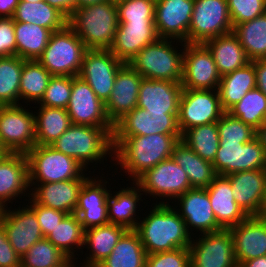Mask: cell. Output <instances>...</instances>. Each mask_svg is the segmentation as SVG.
I'll return each instance as SVG.
<instances>
[{"instance_id": "obj_1", "label": "cell", "mask_w": 266, "mask_h": 267, "mask_svg": "<svg viewBox=\"0 0 266 267\" xmlns=\"http://www.w3.org/2000/svg\"><path fill=\"white\" fill-rule=\"evenodd\" d=\"M181 140V134H152L130 137H113L116 161L134 182L146 170L171 158L174 146Z\"/></svg>"}, {"instance_id": "obj_2", "label": "cell", "mask_w": 266, "mask_h": 267, "mask_svg": "<svg viewBox=\"0 0 266 267\" xmlns=\"http://www.w3.org/2000/svg\"><path fill=\"white\" fill-rule=\"evenodd\" d=\"M168 203H156L135 228L147 255L189 248L191 244L193 237L187 231L184 220Z\"/></svg>"}, {"instance_id": "obj_3", "label": "cell", "mask_w": 266, "mask_h": 267, "mask_svg": "<svg viewBox=\"0 0 266 267\" xmlns=\"http://www.w3.org/2000/svg\"><path fill=\"white\" fill-rule=\"evenodd\" d=\"M113 130L114 127L72 124L51 146L87 169L89 163L101 164L107 155H114Z\"/></svg>"}, {"instance_id": "obj_4", "label": "cell", "mask_w": 266, "mask_h": 267, "mask_svg": "<svg viewBox=\"0 0 266 267\" xmlns=\"http://www.w3.org/2000/svg\"><path fill=\"white\" fill-rule=\"evenodd\" d=\"M118 24L117 5L110 0L77 8L68 19L87 49H109Z\"/></svg>"}, {"instance_id": "obj_5", "label": "cell", "mask_w": 266, "mask_h": 267, "mask_svg": "<svg viewBox=\"0 0 266 267\" xmlns=\"http://www.w3.org/2000/svg\"><path fill=\"white\" fill-rule=\"evenodd\" d=\"M172 42L174 44L175 40L158 38L142 49L128 64L144 79L181 83L184 49L178 52V46H173Z\"/></svg>"}, {"instance_id": "obj_6", "label": "cell", "mask_w": 266, "mask_h": 267, "mask_svg": "<svg viewBox=\"0 0 266 267\" xmlns=\"http://www.w3.org/2000/svg\"><path fill=\"white\" fill-rule=\"evenodd\" d=\"M87 48L75 31L67 25L52 32L38 62L52 76H78Z\"/></svg>"}, {"instance_id": "obj_7", "label": "cell", "mask_w": 266, "mask_h": 267, "mask_svg": "<svg viewBox=\"0 0 266 267\" xmlns=\"http://www.w3.org/2000/svg\"><path fill=\"white\" fill-rule=\"evenodd\" d=\"M26 156L29 165V183L78 179L84 175V171H87L76 159L55 150L51 145H35Z\"/></svg>"}, {"instance_id": "obj_8", "label": "cell", "mask_w": 266, "mask_h": 267, "mask_svg": "<svg viewBox=\"0 0 266 267\" xmlns=\"http://www.w3.org/2000/svg\"><path fill=\"white\" fill-rule=\"evenodd\" d=\"M25 106H0V144L9 153H27L36 145L35 114Z\"/></svg>"}, {"instance_id": "obj_9", "label": "cell", "mask_w": 266, "mask_h": 267, "mask_svg": "<svg viewBox=\"0 0 266 267\" xmlns=\"http://www.w3.org/2000/svg\"><path fill=\"white\" fill-rule=\"evenodd\" d=\"M233 32L227 0H194L188 43H204Z\"/></svg>"}, {"instance_id": "obj_10", "label": "cell", "mask_w": 266, "mask_h": 267, "mask_svg": "<svg viewBox=\"0 0 266 267\" xmlns=\"http://www.w3.org/2000/svg\"><path fill=\"white\" fill-rule=\"evenodd\" d=\"M134 182L146 196L169 198L167 200L175 202L176 198L192 189L187 173L172 157L146 170Z\"/></svg>"}, {"instance_id": "obj_11", "label": "cell", "mask_w": 266, "mask_h": 267, "mask_svg": "<svg viewBox=\"0 0 266 267\" xmlns=\"http://www.w3.org/2000/svg\"><path fill=\"white\" fill-rule=\"evenodd\" d=\"M224 113L218 89L183 90L179 101V130L182 134L190 128L217 122Z\"/></svg>"}, {"instance_id": "obj_12", "label": "cell", "mask_w": 266, "mask_h": 267, "mask_svg": "<svg viewBox=\"0 0 266 267\" xmlns=\"http://www.w3.org/2000/svg\"><path fill=\"white\" fill-rule=\"evenodd\" d=\"M124 64L109 49H87L78 76L86 81L105 104L113 90L115 77Z\"/></svg>"}, {"instance_id": "obj_13", "label": "cell", "mask_w": 266, "mask_h": 267, "mask_svg": "<svg viewBox=\"0 0 266 267\" xmlns=\"http://www.w3.org/2000/svg\"><path fill=\"white\" fill-rule=\"evenodd\" d=\"M219 143L212 163L217 175L228 176L241 171L266 169L265 148L256 137L247 143Z\"/></svg>"}, {"instance_id": "obj_14", "label": "cell", "mask_w": 266, "mask_h": 267, "mask_svg": "<svg viewBox=\"0 0 266 267\" xmlns=\"http://www.w3.org/2000/svg\"><path fill=\"white\" fill-rule=\"evenodd\" d=\"M183 59V90L218 89L221 75L214 59L203 43H185Z\"/></svg>"}, {"instance_id": "obj_15", "label": "cell", "mask_w": 266, "mask_h": 267, "mask_svg": "<svg viewBox=\"0 0 266 267\" xmlns=\"http://www.w3.org/2000/svg\"><path fill=\"white\" fill-rule=\"evenodd\" d=\"M189 246L191 267H233L234 240L229 229L200 234Z\"/></svg>"}, {"instance_id": "obj_16", "label": "cell", "mask_w": 266, "mask_h": 267, "mask_svg": "<svg viewBox=\"0 0 266 267\" xmlns=\"http://www.w3.org/2000/svg\"><path fill=\"white\" fill-rule=\"evenodd\" d=\"M179 112H149L136 107L114 124L113 137L181 134Z\"/></svg>"}, {"instance_id": "obj_17", "label": "cell", "mask_w": 266, "mask_h": 267, "mask_svg": "<svg viewBox=\"0 0 266 267\" xmlns=\"http://www.w3.org/2000/svg\"><path fill=\"white\" fill-rule=\"evenodd\" d=\"M66 109L72 124L114 127L107 117L105 104L79 76L72 77L71 97Z\"/></svg>"}, {"instance_id": "obj_18", "label": "cell", "mask_w": 266, "mask_h": 267, "mask_svg": "<svg viewBox=\"0 0 266 267\" xmlns=\"http://www.w3.org/2000/svg\"><path fill=\"white\" fill-rule=\"evenodd\" d=\"M194 0H156L155 28L159 38L188 43ZM184 42V43H183Z\"/></svg>"}, {"instance_id": "obj_19", "label": "cell", "mask_w": 266, "mask_h": 267, "mask_svg": "<svg viewBox=\"0 0 266 267\" xmlns=\"http://www.w3.org/2000/svg\"><path fill=\"white\" fill-rule=\"evenodd\" d=\"M26 206L12 211L7 206L2 208L0 215L7 239L21 258L36 242L44 238L35 212Z\"/></svg>"}, {"instance_id": "obj_20", "label": "cell", "mask_w": 266, "mask_h": 267, "mask_svg": "<svg viewBox=\"0 0 266 267\" xmlns=\"http://www.w3.org/2000/svg\"><path fill=\"white\" fill-rule=\"evenodd\" d=\"M177 200V205H179L180 209H177L178 206L174 208L184 220L187 231L191 236L193 234L192 230L195 229L197 232L200 231L199 233L201 234L222 230L212 210L206 188L187 190Z\"/></svg>"}, {"instance_id": "obj_21", "label": "cell", "mask_w": 266, "mask_h": 267, "mask_svg": "<svg viewBox=\"0 0 266 267\" xmlns=\"http://www.w3.org/2000/svg\"><path fill=\"white\" fill-rule=\"evenodd\" d=\"M102 178V176L100 179L90 176L83 183L79 192L74 213L79 217L84 230L109 223L107 199L112 191L108 190L106 187L108 181Z\"/></svg>"}, {"instance_id": "obj_22", "label": "cell", "mask_w": 266, "mask_h": 267, "mask_svg": "<svg viewBox=\"0 0 266 267\" xmlns=\"http://www.w3.org/2000/svg\"><path fill=\"white\" fill-rule=\"evenodd\" d=\"M142 79L128 63H124L118 70L113 90L105 103L107 117L113 125L137 107Z\"/></svg>"}, {"instance_id": "obj_23", "label": "cell", "mask_w": 266, "mask_h": 267, "mask_svg": "<svg viewBox=\"0 0 266 267\" xmlns=\"http://www.w3.org/2000/svg\"><path fill=\"white\" fill-rule=\"evenodd\" d=\"M85 176L67 181L30 183V187H35L32 188V193L26 194L41 206L71 214L75 212L82 185L89 178Z\"/></svg>"}, {"instance_id": "obj_24", "label": "cell", "mask_w": 266, "mask_h": 267, "mask_svg": "<svg viewBox=\"0 0 266 267\" xmlns=\"http://www.w3.org/2000/svg\"><path fill=\"white\" fill-rule=\"evenodd\" d=\"M158 35L154 22H119L114 41L109 50L124 63H129Z\"/></svg>"}, {"instance_id": "obj_25", "label": "cell", "mask_w": 266, "mask_h": 267, "mask_svg": "<svg viewBox=\"0 0 266 267\" xmlns=\"http://www.w3.org/2000/svg\"><path fill=\"white\" fill-rule=\"evenodd\" d=\"M27 189L31 190L26 154L7 152L0 159V206L6 208L12 200L28 192Z\"/></svg>"}, {"instance_id": "obj_26", "label": "cell", "mask_w": 266, "mask_h": 267, "mask_svg": "<svg viewBox=\"0 0 266 267\" xmlns=\"http://www.w3.org/2000/svg\"><path fill=\"white\" fill-rule=\"evenodd\" d=\"M227 177L238 206L247 216H256L266 191V169L236 172Z\"/></svg>"}, {"instance_id": "obj_27", "label": "cell", "mask_w": 266, "mask_h": 267, "mask_svg": "<svg viewBox=\"0 0 266 267\" xmlns=\"http://www.w3.org/2000/svg\"><path fill=\"white\" fill-rule=\"evenodd\" d=\"M182 91L181 83L143 78L137 107L149 112H179Z\"/></svg>"}, {"instance_id": "obj_28", "label": "cell", "mask_w": 266, "mask_h": 267, "mask_svg": "<svg viewBox=\"0 0 266 267\" xmlns=\"http://www.w3.org/2000/svg\"><path fill=\"white\" fill-rule=\"evenodd\" d=\"M234 240L235 260L244 262L266 255V222L257 216H248L229 229Z\"/></svg>"}, {"instance_id": "obj_29", "label": "cell", "mask_w": 266, "mask_h": 267, "mask_svg": "<svg viewBox=\"0 0 266 267\" xmlns=\"http://www.w3.org/2000/svg\"><path fill=\"white\" fill-rule=\"evenodd\" d=\"M206 190L217 223L222 229L237 226L248 217L236 203L227 176L217 175Z\"/></svg>"}, {"instance_id": "obj_30", "label": "cell", "mask_w": 266, "mask_h": 267, "mask_svg": "<svg viewBox=\"0 0 266 267\" xmlns=\"http://www.w3.org/2000/svg\"><path fill=\"white\" fill-rule=\"evenodd\" d=\"M210 51L221 76L247 65L250 60L233 33H227L203 43Z\"/></svg>"}, {"instance_id": "obj_31", "label": "cell", "mask_w": 266, "mask_h": 267, "mask_svg": "<svg viewBox=\"0 0 266 267\" xmlns=\"http://www.w3.org/2000/svg\"><path fill=\"white\" fill-rule=\"evenodd\" d=\"M133 184V187L121 188L114 195L110 192L107 199L109 223L123 226L127 230H135L137 227V203L143 201L141 188L135 182Z\"/></svg>"}, {"instance_id": "obj_32", "label": "cell", "mask_w": 266, "mask_h": 267, "mask_svg": "<svg viewBox=\"0 0 266 267\" xmlns=\"http://www.w3.org/2000/svg\"><path fill=\"white\" fill-rule=\"evenodd\" d=\"M256 87V70L254 61L242 68L221 76L218 91L222 108L228 112L241 99Z\"/></svg>"}, {"instance_id": "obj_33", "label": "cell", "mask_w": 266, "mask_h": 267, "mask_svg": "<svg viewBox=\"0 0 266 267\" xmlns=\"http://www.w3.org/2000/svg\"><path fill=\"white\" fill-rule=\"evenodd\" d=\"M171 157L187 173L191 188H207L217 176L213 164L203 160L182 140L174 146Z\"/></svg>"}, {"instance_id": "obj_34", "label": "cell", "mask_w": 266, "mask_h": 267, "mask_svg": "<svg viewBox=\"0 0 266 267\" xmlns=\"http://www.w3.org/2000/svg\"><path fill=\"white\" fill-rule=\"evenodd\" d=\"M126 231L125 227L112 223L85 230L84 246L90 252L84 262L99 265L110 255Z\"/></svg>"}, {"instance_id": "obj_35", "label": "cell", "mask_w": 266, "mask_h": 267, "mask_svg": "<svg viewBox=\"0 0 266 267\" xmlns=\"http://www.w3.org/2000/svg\"><path fill=\"white\" fill-rule=\"evenodd\" d=\"M14 21L32 23L55 32L68 25V18L45 0L40 2L20 1L13 16Z\"/></svg>"}, {"instance_id": "obj_36", "label": "cell", "mask_w": 266, "mask_h": 267, "mask_svg": "<svg viewBox=\"0 0 266 267\" xmlns=\"http://www.w3.org/2000/svg\"><path fill=\"white\" fill-rule=\"evenodd\" d=\"M146 251L135 230H127L100 267H145Z\"/></svg>"}, {"instance_id": "obj_37", "label": "cell", "mask_w": 266, "mask_h": 267, "mask_svg": "<svg viewBox=\"0 0 266 267\" xmlns=\"http://www.w3.org/2000/svg\"><path fill=\"white\" fill-rule=\"evenodd\" d=\"M36 114V145H51L72 125L67 109L39 105Z\"/></svg>"}, {"instance_id": "obj_38", "label": "cell", "mask_w": 266, "mask_h": 267, "mask_svg": "<svg viewBox=\"0 0 266 267\" xmlns=\"http://www.w3.org/2000/svg\"><path fill=\"white\" fill-rule=\"evenodd\" d=\"M51 33L39 25L15 21L16 56L38 60L48 45Z\"/></svg>"}, {"instance_id": "obj_39", "label": "cell", "mask_w": 266, "mask_h": 267, "mask_svg": "<svg viewBox=\"0 0 266 267\" xmlns=\"http://www.w3.org/2000/svg\"><path fill=\"white\" fill-rule=\"evenodd\" d=\"M233 33L250 61L266 59V12L250 21L235 25Z\"/></svg>"}, {"instance_id": "obj_40", "label": "cell", "mask_w": 266, "mask_h": 267, "mask_svg": "<svg viewBox=\"0 0 266 267\" xmlns=\"http://www.w3.org/2000/svg\"><path fill=\"white\" fill-rule=\"evenodd\" d=\"M84 236L85 230L79 217L71 213L67 214L46 238L69 259H78L74 258V249L84 247Z\"/></svg>"}, {"instance_id": "obj_41", "label": "cell", "mask_w": 266, "mask_h": 267, "mask_svg": "<svg viewBox=\"0 0 266 267\" xmlns=\"http://www.w3.org/2000/svg\"><path fill=\"white\" fill-rule=\"evenodd\" d=\"M181 140L203 160L213 163L220 145L217 122L185 130Z\"/></svg>"}, {"instance_id": "obj_42", "label": "cell", "mask_w": 266, "mask_h": 267, "mask_svg": "<svg viewBox=\"0 0 266 267\" xmlns=\"http://www.w3.org/2000/svg\"><path fill=\"white\" fill-rule=\"evenodd\" d=\"M25 59L0 57V106L19 105L21 72Z\"/></svg>"}, {"instance_id": "obj_43", "label": "cell", "mask_w": 266, "mask_h": 267, "mask_svg": "<svg viewBox=\"0 0 266 267\" xmlns=\"http://www.w3.org/2000/svg\"><path fill=\"white\" fill-rule=\"evenodd\" d=\"M51 77V73L37 60H25L21 72L20 100H26V104L30 101L38 103L42 99Z\"/></svg>"}, {"instance_id": "obj_44", "label": "cell", "mask_w": 266, "mask_h": 267, "mask_svg": "<svg viewBox=\"0 0 266 267\" xmlns=\"http://www.w3.org/2000/svg\"><path fill=\"white\" fill-rule=\"evenodd\" d=\"M228 113L257 130L266 123V96L255 87L248 91Z\"/></svg>"}, {"instance_id": "obj_45", "label": "cell", "mask_w": 266, "mask_h": 267, "mask_svg": "<svg viewBox=\"0 0 266 267\" xmlns=\"http://www.w3.org/2000/svg\"><path fill=\"white\" fill-rule=\"evenodd\" d=\"M68 260L47 238H43L22 256L21 267H65Z\"/></svg>"}, {"instance_id": "obj_46", "label": "cell", "mask_w": 266, "mask_h": 267, "mask_svg": "<svg viewBox=\"0 0 266 267\" xmlns=\"http://www.w3.org/2000/svg\"><path fill=\"white\" fill-rule=\"evenodd\" d=\"M219 142L247 143L255 138L256 130L230 113L225 112L217 121Z\"/></svg>"}, {"instance_id": "obj_47", "label": "cell", "mask_w": 266, "mask_h": 267, "mask_svg": "<svg viewBox=\"0 0 266 267\" xmlns=\"http://www.w3.org/2000/svg\"><path fill=\"white\" fill-rule=\"evenodd\" d=\"M72 76H52L38 102L41 106L66 109L71 97Z\"/></svg>"}, {"instance_id": "obj_48", "label": "cell", "mask_w": 266, "mask_h": 267, "mask_svg": "<svg viewBox=\"0 0 266 267\" xmlns=\"http://www.w3.org/2000/svg\"><path fill=\"white\" fill-rule=\"evenodd\" d=\"M156 0H122L118 3V22H154Z\"/></svg>"}, {"instance_id": "obj_49", "label": "cell", "mask_w": 266, "mask_h": 267, "mask_svg": "<svg viewBox=\"0 0 266 267\" xmlns=\"http://www.w3.org/2000/svg\"><path fill=\"white\" fill-rule=\"evenodd\" d=\"M233 27L266 12V0H227Z\"/></svg>"}, {"instance_id": "obj_50", "label": "cell", "mask_w": 266, "mask_h": 267, "mask_svg": "<svg viewBox=\"0 0 266 267\" xmlns=\"http://www.w3.org/2000/svg\"><path fill=\"white\" fill-rule=\"evenodd\" d=\"M145 267H191L189 248L147 255Z\"/></svg>"}, {"instance_id": "obj_51", "label": "cell", "mask_w": 266, "mask_h": 267, "mask_svg": "<svg viewBox=\"0 0 266 267\" xmlns=\"http://www.w3.org/2000/svg\"><path fill=\"white\" fill-rule=\"evenodd\" d=\"M29 200H31L29 202V207L35 212L42 234L44 238H46L63 220L67 213L46 206H41L32 198Z\"/></svg>"}, {"instance_id": "obj_52", "label": "cell", "mask_w": 266, "mask_h": 267, "mask_svg": "<svg viewBox=\"0 0 266 267\" xmlns=\"http://www.w3.org/2000/svg\"><path fill=\"white\" fill-rule=\"evenodd\" d=\"M16 55L15 21L10 17L0 18V57Z\"/></svg>"}, {"instance_id": "obj_53", "label": "cell", "mask_w": 266, "mask_h": 267, "mask_svg": "<svg viewBox=\"0 0 266 267\" xmlns=\"http://www.w3.org/2000/svg\"><path fill=\"white\" fill-rule=\"evenodd\" d=\"M0 267H21V257L10 245L6 231L0 222Z\"/></svg>"}, {"instance_id": "obj_54", "label": "cell", "mask_w": 266, "mask_h": 267, "mask_svg": "<svg viewBox=\"0 0 266 267\" xmlns=\"http://www.w3.org/2000/svg\"><path fill=\"white\" fill-rule=\"evenodd\" d=\"M50 6L58 9L68 19L77 9V0H45Z\"/></svg>"}, {"instance_id": "obj_55", "label": "cell", "mask_w": 266, "mask_h": 267, "mask_svg": "<svg viewBox=\"0 0 266 267\" xmlns=\"http://www.w3.org/2000/svg\"><path fill=\"white\" fill-rule=\"evenodd\" d=\"M256 87L266 96V59L254 61Z\"/></svg>"}, {"instance_id": "obj_56", "label": "cell", "mask_w": 266, "mask_h": 267, "mask_svg": "<svg viewBox=\"0 0 266 267\" xmlns=\"http://www.w3.org/2000/svg\"><path fill=\"white\" fill-rule=\"evenodd\" d=\"M19 0H0V18H13Z\"/></svg>"}, {"instance_id": "obj_57", "label": "cell", "mask_w": 266, "mask_h": 267, "mask_svg": "<svg viewBox=\"0 0 266 267\" xmlns=\"http://www.w3.org/2000/svg\"><path fill=\"white\" fill-rule=\"evenodd\" d=\"M247 267H266V255L243 262Z\"/></svg>"}, {"instance_id": "obj_58", "label": "cell", "mask_w": 266, "mask_h": 267, "mask_svg": "<svg viewBox=\"0 0 266 267\" xmlns=\"http://www.w3.org/2000/svg\"><path fill=\"white\" fill-rule=\"evenodd\" d=\"M255 137L260 142V144L265 148L266 152V123L262 124L257 130Z\"/></svg>"}, {"instance_id": "obj_59", "label": "cell", "mask_w": 266, "mask_h": 267, "mask_svg": "<svg viewBox=\"0 0 266 267\" xmlns=\"http://www.w3.org/2000/svg\"><path fill=\"white\" fill-rule=\"evenodd\" d=\"M259 219L266 222V191L264 194L263 202L260 208L259 213L256 215Z\"/></svg>"}, {"instance_id": "obj_60", "label": "cell", "mask_w": 266, "mask_h": 267, "mask_svg": "<svg viewBox=\"0 0 266 267\" xmlns=\"http://www.w3.org/2000/svg\"><path fill=\"white\" fill-rule=\"evenodd\" d=\"M108 0H77V8L88 6L92 4L102 3Z\"/></svg>"}, {"instance_id": "obj_61", "label": "cell", "mask_w": 266, "mask_h": 267, "mask_svg": "<svg viewBox=\"0 0 266 267\" xmlns=\"http://www.w3.org/2000/svg\"><path fill=\"white\" fill-rule=\"evenodd\" d=\"M74 260H76V259H69V260L67 261L65 267H75L76 264H74V263H75ZM73 261H74V262H73ZM82 265H83V266H81V267H100V266L97 265V264H89V263H86V262H83Z\"/></svg>"}, {"instance_id": "obj_62", "label": "cell", "mask_w": 266, "mask_h": 267, "mask_svg": "<svg viewBox=\"0 0 266 267\" xmlns=\"http://www.w3.org/2000/svg\"><path fill=\"white\" fill-rule=\"evenodd\" d=\"M7 153V151L0 144V159Z\"/></svg>"}, {"instance_id": "obj_63", "label": "cell", "mask_w": 266, "mask_h": 267, "mask_svg": "<svg viewBox=\"0 0 266 267\" xmlns=\"http://www.w3.org/2000/svg\"><path fill=\"white\" fill-rule=\"evenodd\" d=\"M233 267H247L244 263L236 261Z\"/></svg>"}, {"instance_id": "obj_64", "label": "cell", "mask_w": 266, "mask_h": 267, "mask_svg": "<svg viewBox=\"0 0 266 267\" xmlns=\"http://www.w3.org/2000/svg\"><path fill=\"white\" fill-rule=\"evenodd\" d=\"M19 1H26V2L35 3V2H40V1H43V0H19Z\"/></svg>"}, {"instance_id": "obj_65", "label": "cell", "mask_w": 266, "mask_h": 267, "mask_svg": "<svg viewBox=\"0 0 266 267\" xmlns=\"http://www.w3.org/2000/svg\"><path fill=\"white\" fill-rule=\"evenodd\" d=\"M110 1H112V2H114V3H118V2H120V1H122V0H110Z\"/></svg>"}]
</instances>
